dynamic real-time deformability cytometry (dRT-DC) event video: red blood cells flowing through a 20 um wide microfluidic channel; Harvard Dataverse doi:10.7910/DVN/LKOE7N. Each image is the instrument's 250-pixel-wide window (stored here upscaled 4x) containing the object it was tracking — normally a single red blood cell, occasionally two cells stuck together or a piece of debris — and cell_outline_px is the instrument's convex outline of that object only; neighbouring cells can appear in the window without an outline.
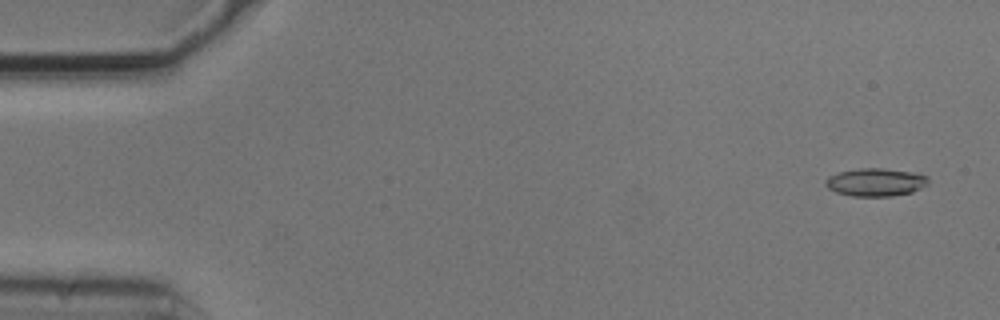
{"species": "common noctule bat (a hibernating species)", "species_latin": "Nyctalus noctula", "temperature_condition": "cold", "stored_images_in_passage": 5, "camera_frame_rate_fps": 3000, "um_per_image_px": 0.085, "animal": {"sex": "male", "body_mass_g": 20.5, "forearm_length_mm": 52.5}, "frame": {"image": 1, "passage_image": 1, "time_ms": 0.0, "image_size_px": [1000, 320], "cell_outline_px": [[928, 184], [912, 192], [892, 196], [852, 196], [836, 192], [828, 188], [824, 184], [824, 180], [828, 176], [840, 172], [860, 168], [884, 168], [912, 172], [928, 176]], "centroid_in_image_um": [74.41, 15.48], "position_along_channel_um": 10.6, "area_um2": 16.76}}